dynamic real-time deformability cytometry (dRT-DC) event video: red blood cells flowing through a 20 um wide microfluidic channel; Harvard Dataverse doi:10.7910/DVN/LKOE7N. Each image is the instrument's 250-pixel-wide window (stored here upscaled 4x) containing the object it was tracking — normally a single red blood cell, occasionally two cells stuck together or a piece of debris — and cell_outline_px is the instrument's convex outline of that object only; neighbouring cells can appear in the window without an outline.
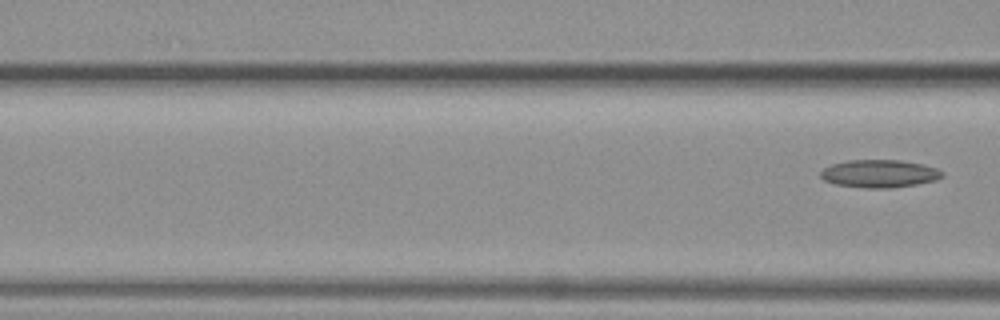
{"species": "common noctule bat (a hibernating species)", "species_latin": "Nyctalus noctula", "temperature_condition": "warm", "stored_images_in_passage": 5, "segment_of_instrument_passage": [2, 2], "camera_frame_rate_fps": 3000, "um_per_image_px": 0.085, "animal": {"sex": "female", "body_mass_g": 19.3, "forearm_length_mm": 54.1}, "frame": {"image": 1, "passage_image": 5, "time_ms": 5.667, "image_size_px": [1000, 320], "cell_outline_px": [[944, 176], [936, 180], [916, 184], [888, 188], [864, 188], [836, 184], [824, 180], [820, 176], [820, 172], [824, 168], [832, 164], [848, 160], [900, 160], [924, 164], [936, 168], [944, 172]], "centroid_in_image_um": [74.77, 14.75], "position_along_channel_um": 91.8, "area_um2": 19.71}}